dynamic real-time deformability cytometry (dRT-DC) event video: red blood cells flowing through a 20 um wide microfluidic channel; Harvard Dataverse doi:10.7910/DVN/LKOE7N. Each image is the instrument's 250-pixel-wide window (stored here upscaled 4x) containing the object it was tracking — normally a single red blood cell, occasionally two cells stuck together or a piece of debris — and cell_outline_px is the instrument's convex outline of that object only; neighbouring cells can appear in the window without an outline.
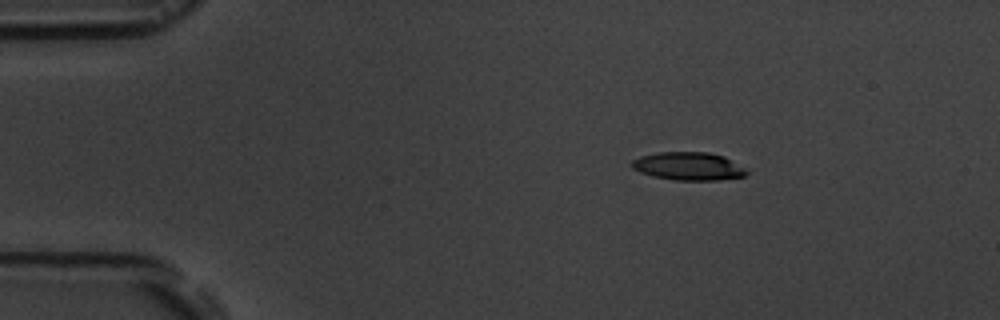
{"species": "common noctule bat (a hibernating species)", "species_latin": "Nyctalus noctula", "temperature_condition": "room temperature", "stored_images_in_passage": 3, "camera_frame_rate_fps": 3000, "um_per_image_px": 0.085, "animal": {"sex": "male", "body_mass_g": 19.5, "forearm_length_mm": 54.6}, "frame": {"image": 1, "passage_image": 1, "time_ms": 0.0, "image_size_px": [1000, 320], "cell_outline_px": [[748, 172], [744, 176], [716, 180], [676, 180], [652, 176], [640, 172], [632, 168], [632, 160], [640, 156], [656, 152], [708, 152], [724, 156], [744, 168]], "centroid_in_image_um": [58.49, 14.12], "position_along_channel_um": 26.5, "area_um2": 18.67}}